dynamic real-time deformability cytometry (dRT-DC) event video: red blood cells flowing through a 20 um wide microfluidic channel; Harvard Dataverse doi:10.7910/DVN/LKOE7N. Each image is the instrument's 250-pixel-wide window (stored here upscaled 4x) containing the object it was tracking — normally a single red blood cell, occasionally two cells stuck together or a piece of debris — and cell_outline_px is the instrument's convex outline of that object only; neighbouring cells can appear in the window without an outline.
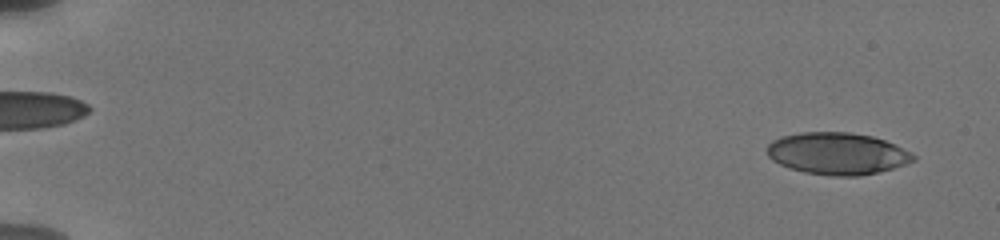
{"species": "human", "species_latin": "Homo sapiens", "temperature_condition": "cold", "stored_images_in_passage": 19, "camera_frame_rate_fps": 3000, "um_per_image_px": 0.085, "donor": {"sex": "male"}, "frame": {"image": 1, "passage_image": 2, "time_ms": 0.333, "image_size_px": [1000, 240], "cell_outline_px": [[916, 160], [880, 172], [860, 176], [832, 176], [804, 172], [788, 168], [772, 160], [768, 156], [768, 144], [772, 140], [780, 136], [800, 132], [848, 132], [872, 136], [884, 140], [912, 152], [916, 156]], "centroid_in_image_um": [71.16, 13.05], "position_along_channel_um": 13.8, "area_um2": 35.89}}
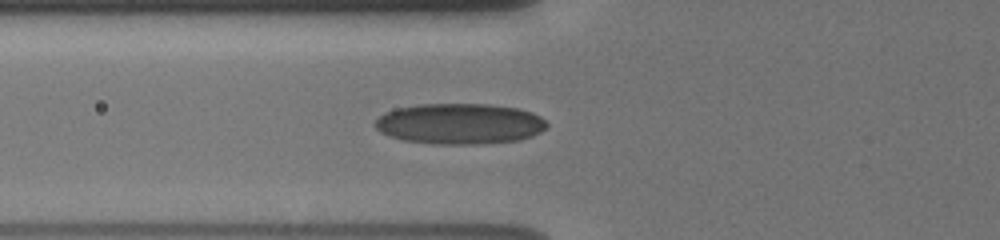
{"frame": {"image": 2, "passage_image": 16, "time_ms": 6.667, "image_size_px": [1000, 240], "cell_outline_px": [[548, 124], [540, 132], [532, 136], [520, 140], [480, 144], [436, 144], [404, 140], [388, 136], [380, 132], [376, 128], [376, 120], [384, 112], [396, 108], [420, 104], [488, 104], [520, 108], [532, 112], [540, 116]], "centroid_in_image_um": [39.08, 10.52], "position_along_channel_um": 86.7, "area_um2": 40.92}}
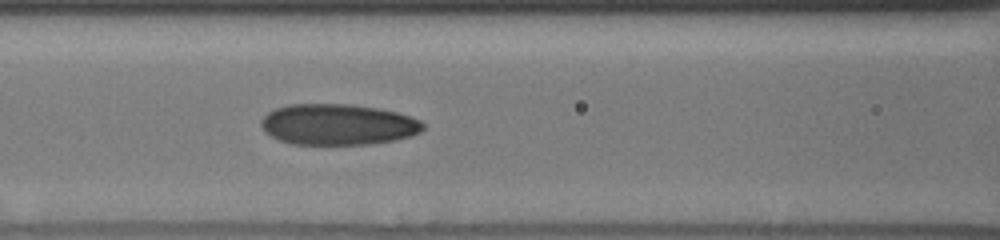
{"frame": {"image": 3, "passage_image": 19, "time_ms": 8.0, "image_size_px": [1000, 240], "cell_outline_px": [[424, 128], [420, 132], [412, 136], [396, 140], [368, 144], [292, 144], [280, 140], [264, 132], [260, 124], [260, 120], [268, 112], [276, 108], [288, 104], [352, 104], [376, 108], [396, 112], [420, 120], [424, 124]], "centroid_in_image_um": [28.71, 10.58], "position_along_channel_um": 137.9, "area_um2": 38.73}}